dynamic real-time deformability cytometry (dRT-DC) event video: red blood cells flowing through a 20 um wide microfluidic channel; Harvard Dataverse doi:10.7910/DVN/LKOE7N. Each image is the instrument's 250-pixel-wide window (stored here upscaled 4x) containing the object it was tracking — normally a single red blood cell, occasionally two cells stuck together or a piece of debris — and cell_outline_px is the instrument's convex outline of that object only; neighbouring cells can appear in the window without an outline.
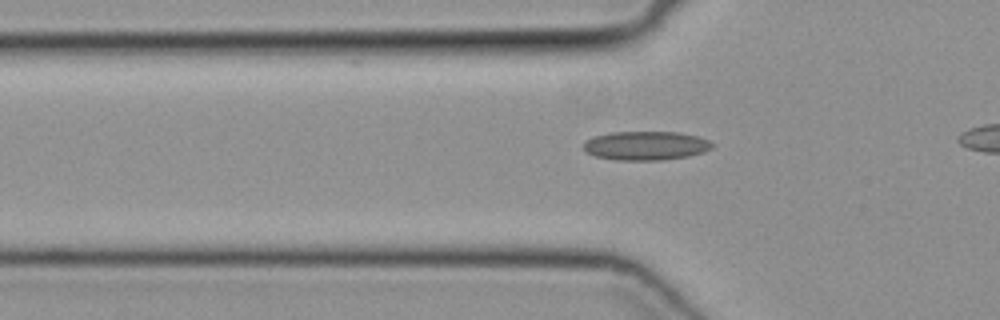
{"species": "common noctule bat (a hibernating species)", "species_latin": "Nyctalus noctula", "temperature_condition": "cold", "stored_images_in_passage": 26, "camera_frame_rate_fps": 3000, "um_per_image_px": 0.085, "animal": {"sex": "female", "body_mass_g": 19.3, "forearm_length_mm": 54.1}, "frame": {"image": 1, "passage_image": 2, "time_ms": 0.333, "image_size_px": [1000, 320], "cell_outline_px": [[712, 148], [704, 152], [688, 156], [660, 160], [616, 160], [596, 156], [588, 152], [584, 148], [584, 140], [592, 136], [612, 132], [680, 132], [696, 136], [708, 140], [712, 144]], "centroid_in_image_um": [54.88, 12.37], "position_along_channel_um": 70.9, "area_um2": 21.62}}
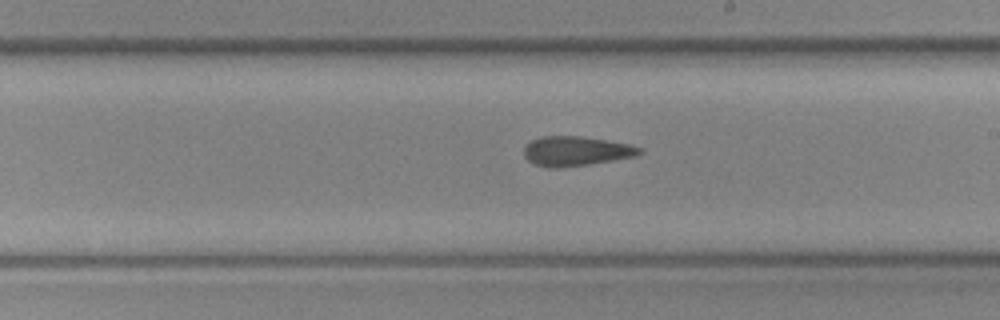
{"frame": {"image": 2, "passage_image": 14, "time_ms": 4.333, "image_size_px": [1000, 320], "cell_outline_px": [[644, 152], [636, 156], [588, 164], [560, 168], [548, 168], [536, 164], [528, 160], [524, 156], [524, 144], [540, 136], [580, 136], [628, 144], [640, 148]], "centroid_in_image_um": [48.91, 12.84], "position_along_channel_um": 240.1, "area_um2": 19.83}}
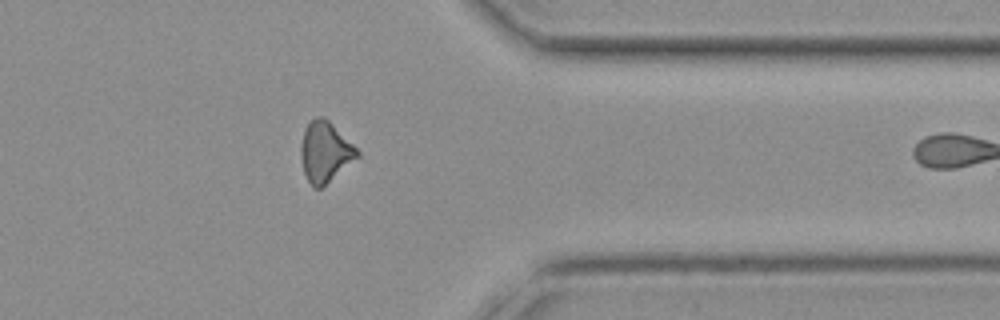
{"frame": {"image": 3, "passage_image": 25, "time_ms": 8.0, "image_size_px": [1000, 320], "cell_outline_px": [[360, 156], [320, 188], [312, 188], [304, 172], [300, 156], [300, 148], [304, 128], [308, 120], [316, 116], [324, 116], [360, 152]], "centroid_in_image_um": [27.6, 12.88], "position_along_channel_um": 383.8, "area_um2": 19.77}}